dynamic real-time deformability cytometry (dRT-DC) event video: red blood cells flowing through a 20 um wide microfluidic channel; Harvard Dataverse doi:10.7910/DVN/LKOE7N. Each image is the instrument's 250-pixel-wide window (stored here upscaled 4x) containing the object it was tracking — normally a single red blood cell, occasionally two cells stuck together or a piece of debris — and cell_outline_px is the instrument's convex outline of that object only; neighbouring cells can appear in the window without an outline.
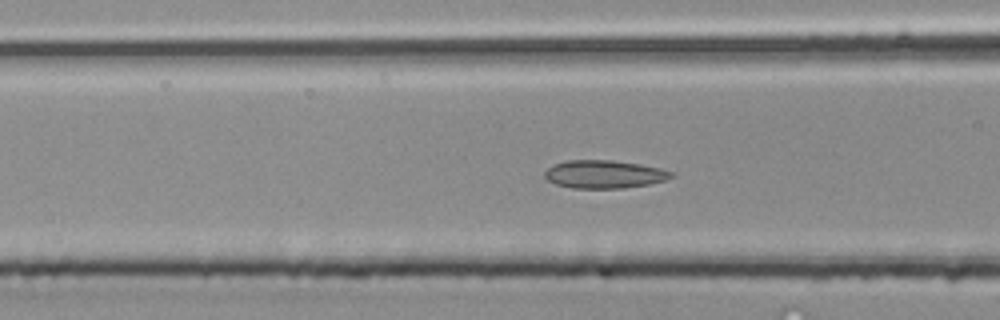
{"species": "common noctule bat (a hibernating species)", "species_latin": "Nyctalus noctula", "temperature_condition": "room temperature", "stored_images_in_passage": 38, "camera_frame_rate_fps": 3000, "um_per_image_px": 0.085, "animal": {"sex": "male", "body_mass_g": 20.4}, "frame": {"image": 1, "passage_image": 10, "time_ms": 3.0, "image_size_px": [1000, 320], "cell_outline_px": [[672, 176], [664, 180], [648, 184], [624, 188], [572, 188], [556, 184], [548, 180], [544, 176], [544, 172], [552, 164], [568, 160], [612, 160], [640, 164], [660, 168], [672, 172]], "centroid_in_image_um": [51.31, 14.8], "position_along_channel_um": 115.3, "area_um2": 20.58}}
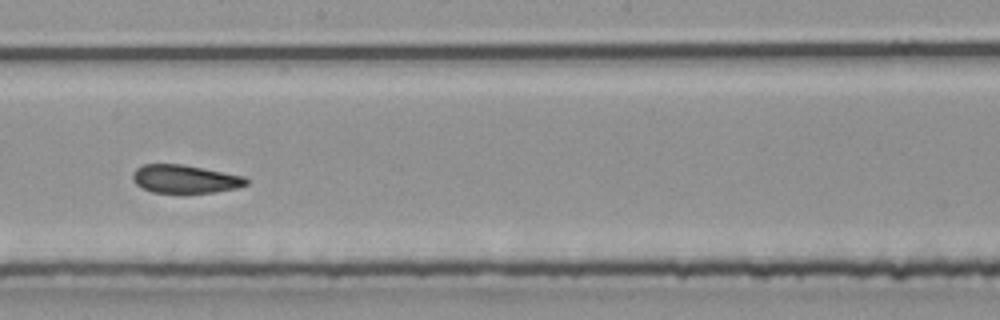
{"frame": {"image": 2, "passage_image": 18, "time_ms": 5.667, "image_size_px": [1000, 320], "cell_outline_px": [[248, 184], [236, 188], [212, 192], [180, 196], [152, 192], [136, 184], [132, 180], [132, 172], [136, 168], [144, 164], [184, 164], [244, 176], [248, 180]], "centroid_in_image_um": [15.69, 15.25], "position_along_channel_um": 232.5, "area_um2": 19.42}}
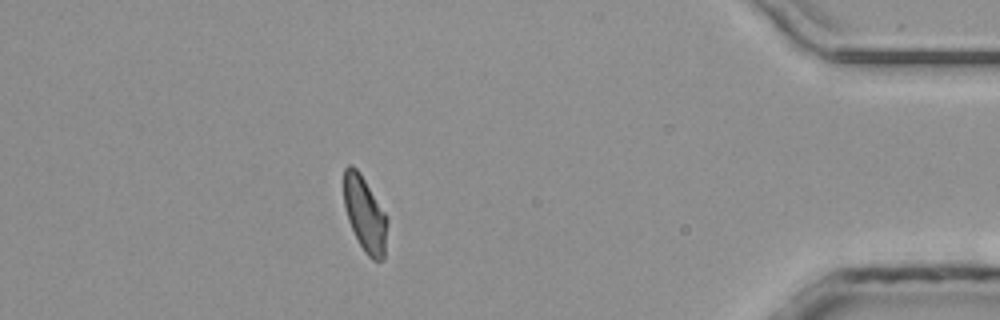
{"frame": {"image": 3, "passage_image": 33, "time_ms": 10.667, "image_size_px": [1000, 320], "cell_outline_px": [[388, 220], [384, 260], [372, 260], [364, 252], [348, 220], [344, 204], [344, 168], [348, 164], [352, 164], [360, 172], [388, 216]], "centroid_in_image_um": [31.03, 18.19], "position_along_channel_um": 404.2, "area_um2": 19.19}}